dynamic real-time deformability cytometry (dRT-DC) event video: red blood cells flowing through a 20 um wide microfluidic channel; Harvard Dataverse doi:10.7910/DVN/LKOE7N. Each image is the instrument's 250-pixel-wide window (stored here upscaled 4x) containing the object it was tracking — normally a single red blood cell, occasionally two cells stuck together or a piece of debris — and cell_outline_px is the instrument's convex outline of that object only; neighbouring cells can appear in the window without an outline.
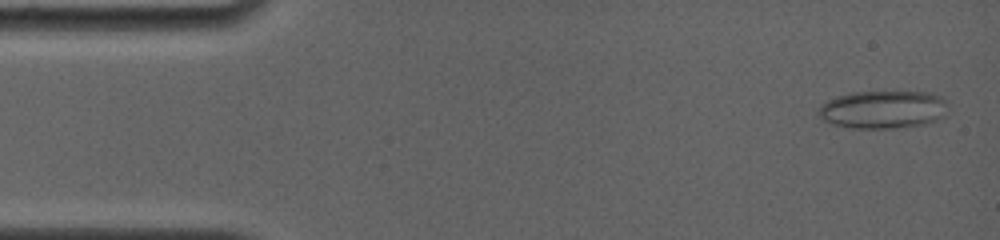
{"species": "common noctule bat (a hibernating species)", "species_latin": "Nyctalus noctula", "temperature_condition": "room temperature", "stored_images_in_passage": 62, "camera_frame_rate_fps": 4000, "um_per_image_px": 0.085, "animal": {"sex": "female", "body_mass_g": 19.0, "forearm_length_mm": 56.7}, "frame": {"image": 1, "passage_image": 1, "time_ms": 0.0, "image_size_px": [1000, 240], "cell_outline_px": [[944, 116], [936, 120], [924, 124], [892, 128], [852, 128], [832, 124], [824, 120], [816, 112], [820, 104], [836, 96], [852, 92], [932, 92], [940, 96], [944, 100]], "centroid_in_image_um": [74.99, 9.3], "position_along_channel_um": 10.0, "area_um2": 28.5}}
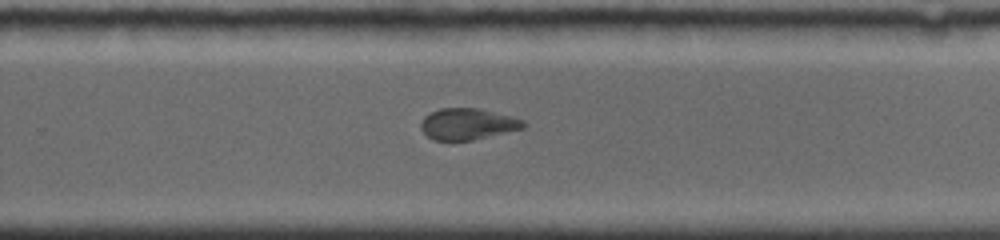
{"frame": {"image": 2, "passage_image": 35, "time_ms": 10.25, "image_size_px": [1000, 240], "cell_outline_px": [[528, 124], [524, 128], [472, 140], [432, 140], [420, 128], [420, 124], [424, 116], [440, 108], [480, 108], [512, 116], [524, 120]], "centroid_in_image_um": [39.77, 10.53], "position_along_channel_um": 290.0, "area_um2": 18.79}}
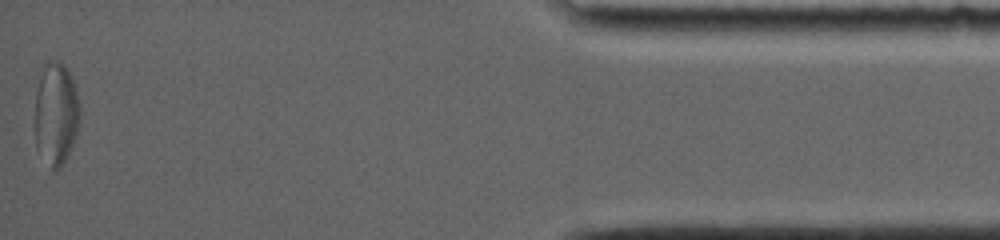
{"frame": {"image": 3, "passage_image": 62, "time_ms": 15.75, "image_size_px": [1000, 240], "cell_outline_px": [[80, 120], [76, 136], [68, 156], [60, 168], [56, 172], [52, 172], [36, 148], [36, 92], [44, 64], [48, 60], [60, 60], [68, 72], [76, 88], [80, 108]], "centroid_in_image_um": [4.78, 9.72], "position_along_channel_um": 430.4, "area_um2": 27.11}, "authors_computed_cell_mechanics": {"area_um2": 21.4438, "velocity_mm_per_s": 3.7941, "shape_relaxation_time_tau1_ms": 5.9646, "shape_relaxation_time_tau2_ms": 1.9721, "deformation_change_tau1": 0.133, "deformation_change_tau2": 0.065}}